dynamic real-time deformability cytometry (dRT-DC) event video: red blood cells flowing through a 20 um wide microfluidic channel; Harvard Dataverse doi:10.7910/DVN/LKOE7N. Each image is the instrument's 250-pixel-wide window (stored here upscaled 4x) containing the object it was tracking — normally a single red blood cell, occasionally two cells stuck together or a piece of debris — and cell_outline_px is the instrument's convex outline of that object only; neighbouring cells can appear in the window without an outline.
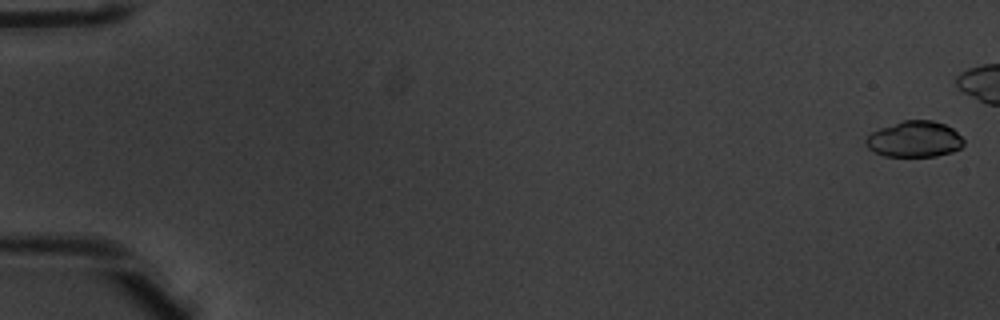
{"species": "common noctule bat (a hibernating species)", "species_latin": "Nyctalus noctula", "temperature_condition": "warm", "stored_images_in_passage": 9, "camera_frame_rate_fps": 3000, "um_per_image_px": 0.085, "animal": {"sex": "male", "body_mass_g": 20.1, "forearm_length_mm": 53.5}, "frame": {"image": 1, "passage_image": 1, "time_ms": 0.0, "image_size_px": [1000, 320], "cell_outline_px": [[964, 144], [960, 148], [952, 152], [936, 156], [884, 156], [868, 148], [864, 144], [864, 140], [872, 132], [880, 128], [900, 120], [932, 120], [944, 124], [952, 128], [964, 140]], "centroid_in_image_um": [77.72, 11.82], "position_along_channel_um": 7.3, "area_um2": 20.58}}